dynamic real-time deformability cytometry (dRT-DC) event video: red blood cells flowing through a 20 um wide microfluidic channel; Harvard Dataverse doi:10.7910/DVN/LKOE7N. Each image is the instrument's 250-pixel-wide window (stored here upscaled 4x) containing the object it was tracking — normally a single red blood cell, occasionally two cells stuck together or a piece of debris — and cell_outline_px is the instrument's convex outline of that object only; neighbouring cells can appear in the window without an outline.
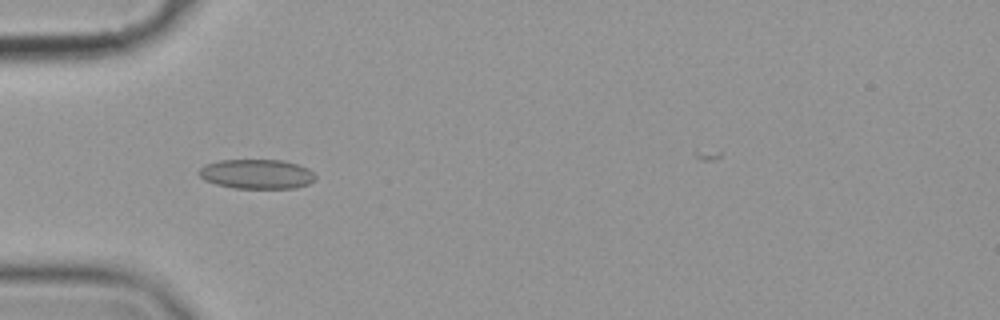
{"species": "common noctule bat (a hibernating species)", "species_latin": "Nyctalus noctula", "temperature_condition": "cold", "stored_images_in_passage": 40, "camera_frame_rate_fps": 3000, "um_per_image_px": 0.085, "animal": {"sex": "female", "body_mass_g": 19.9}, "frame": {"image": 1, "passage_image": 10, "time_ms": 3.0, "image_size_px": [1000, 320], "cell_outline_px": [[316, 176], [308, 184], [296, 188], [232, 188], [216, 184], [204, 180], [196, 172], [204, 164], [220, 160], [284, 160], [308, 168]], "centroid_in_image_um": [21.78, 14.79], "position_along_channel_um": 63.2, "area_um2": 20.11}}
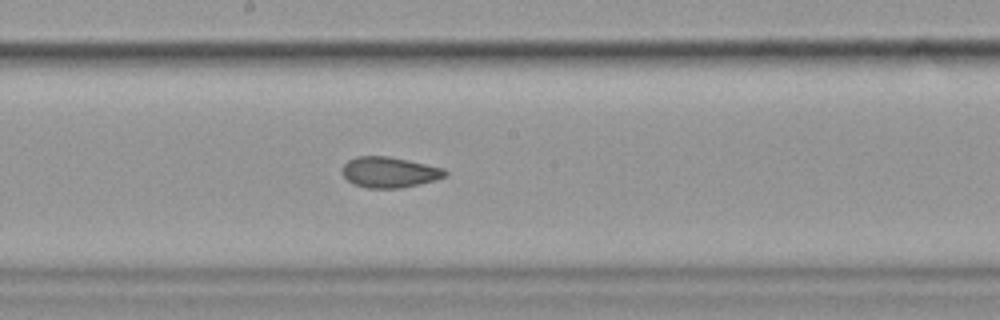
{"frame": {"image": 2, "passage_image": 23, "time_ms": 7.333, "image_size_px": [1000, 320], "cell_outline_px": [[448, 172], [444, 176], [436, 180], [420, 184], [400, 188], [368, 188], [352, 184], [340, 172], [344, 164], [348, 160], [356, 156], [388, 156], [408, 160], [444, 168]], "centroid_in_image_um": [33.07, 14.64], "position_along_channel_um": 215.1, "area_um2": 18.5}}
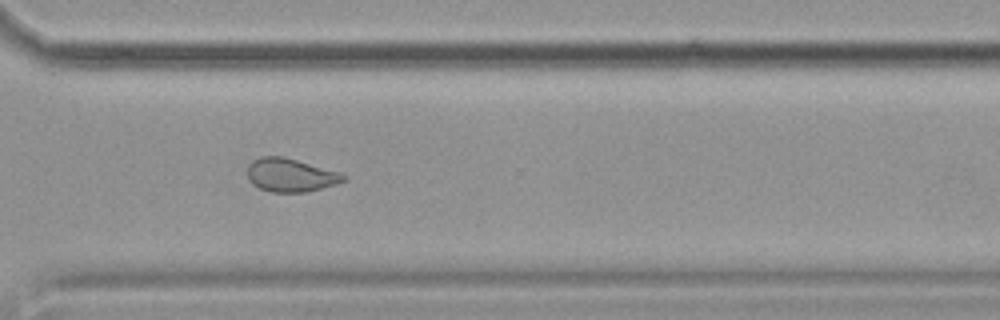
{"frame": {"image": 3, "passage_image": 34, "time_ms": 11.0, "image_size_px": [1000, 320], "cell_outline_px": [[348, 176], [344, 180], [336, 184], [304, 192], [272, 192], [260, 188], [252, 184], [248, 180], [248, 164], [252, 160], [260, 156], [284, 156], [336, 172]], "centroid_in_image_um": [24.63, 14.88], "position_along_channel_um": 346.0, "area_um2": 18.44}, "authors_computed_cell_mechanics": {"area_um2": 18.9873, "velocity_mm_per_s": 3.5658, "shape_relaxation_time_tau1_ms": null, "shape_relaxation_time_tau2_ms": 2.2881, "deformation_change_tau1": null, "deformation_change_tau2": 0.0646}}